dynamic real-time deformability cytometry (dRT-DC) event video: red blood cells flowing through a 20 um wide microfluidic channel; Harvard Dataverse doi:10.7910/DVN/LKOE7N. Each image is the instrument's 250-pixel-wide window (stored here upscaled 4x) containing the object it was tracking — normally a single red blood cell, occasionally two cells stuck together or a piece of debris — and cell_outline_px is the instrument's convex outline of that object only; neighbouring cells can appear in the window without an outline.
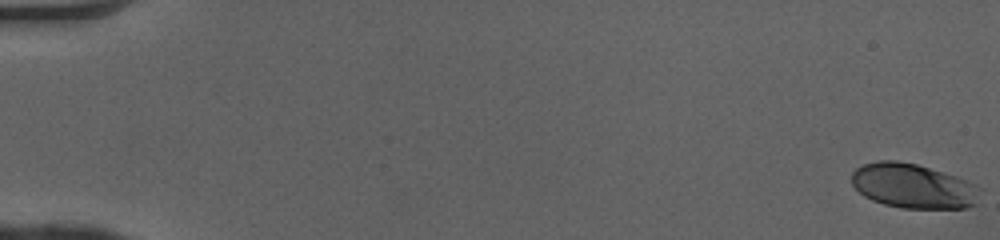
{"species": "human", "species_latin": "Homo sapiens", "temperature_condition": "cold", "stored_images_in_passage": 4, "camera_frame_rate_fps": 3000, "um_per_image_px": 0.085, "donor": {"sex": "female"}, "frame": {"image": 1, "passage_image": 1, "time_ms": 0.0, "image_size_px": [1000, 240], "cell_outline_px": [[984, 188], [976, 204], [964, 208], [904, 208], [884, 204], [872, 200], [864, 196], [852, 184], [852, 172], [856, 168], [864, 164], [880, 160], [896, 160], [916, 164], [956, 176], [968, 180]], "centroid_in_image_um": [77.67, 15.81], "position_along_channel_um": 7.3, "area_um2": 33.58}}